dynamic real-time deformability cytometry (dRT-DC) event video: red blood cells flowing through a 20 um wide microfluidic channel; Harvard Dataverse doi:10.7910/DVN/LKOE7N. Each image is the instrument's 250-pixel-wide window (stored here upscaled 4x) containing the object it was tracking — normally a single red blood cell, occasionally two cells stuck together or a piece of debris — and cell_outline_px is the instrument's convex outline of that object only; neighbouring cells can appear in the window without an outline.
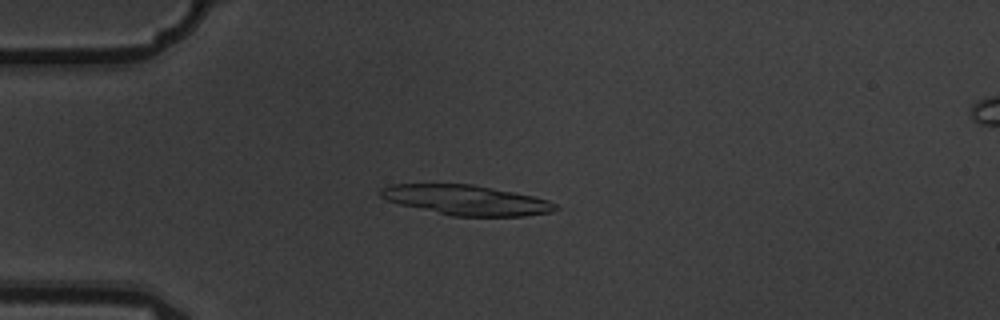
{"species": "common noctule bat (a hibernating species)", "species_latin": "Nyctalus noctula", "temperature_condition": "warm", "stored_images_in_passage": 6, "segment_of_instrument_passage": [1, 2], "camera_frame_rate_fps": 3000, "um_per_image_px": 0.085, "animal": {"sex": "male", "body_mass_g": 19.5, "forearm_length_mm": 54.6}, "frame": {"image": 1, "passage_image": 5, "time_ms": 1.333, "image_size_px": [1000, 320], "cell_outline_px": [[560, 208], [552, 212], [524, 216], [452, 216], [400, 204], [384, 200], [376, 192], [380, 188], [392, 184], [472, 184], [532, 196], [548, 200], [556, 204]], "centroid_in_image_um": [39.59, 17.01], "position_along_channel_um": 45.4, "area_um2": 30.52}}